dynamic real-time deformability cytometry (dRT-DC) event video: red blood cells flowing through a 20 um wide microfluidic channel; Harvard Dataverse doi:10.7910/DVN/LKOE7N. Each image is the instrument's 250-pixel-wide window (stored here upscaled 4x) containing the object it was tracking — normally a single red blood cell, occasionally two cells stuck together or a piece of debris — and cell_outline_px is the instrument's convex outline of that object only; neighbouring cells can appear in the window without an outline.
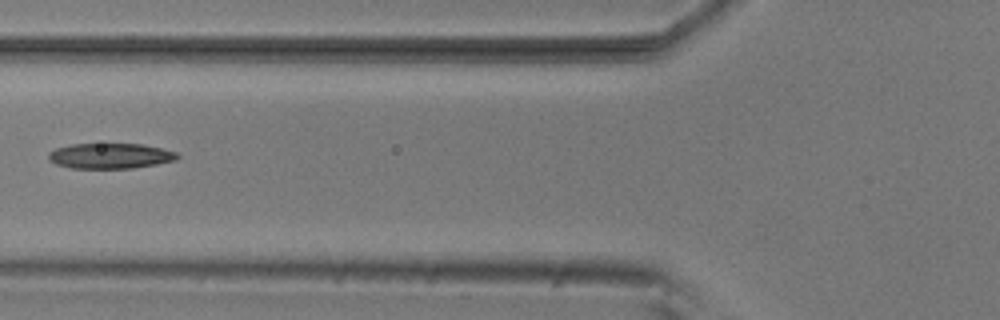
{"species": "common noctule bat (a hibernating species)", "species_latin": "Nyctalus noctula", "temperature_condition": "room temperature", "stored_images_in_passage": 4, "camera_frame_rate_fps": 3000, "um_per_image_px": 0.085, "animal": {"sex": "male", "body_mass_g": 20.5, "forearm_length_mm": 52.5}, "frame": {"image": 1, "passage_image": 2, "time_ms": 0.333, "image_size_px": [1000, 320], "cell_outline_px": [[180, 156], [176, 160], [156, 164], [132, 168], [68, 168], [56, 164], [48, 160], [48, 152], [56, 148], [72, 144], [144, 144], [176, 152]], "centroid_in_image_um": [9.34, 13.25], "position_along_channel_um": 116.5, "area_um2": 19.07}}
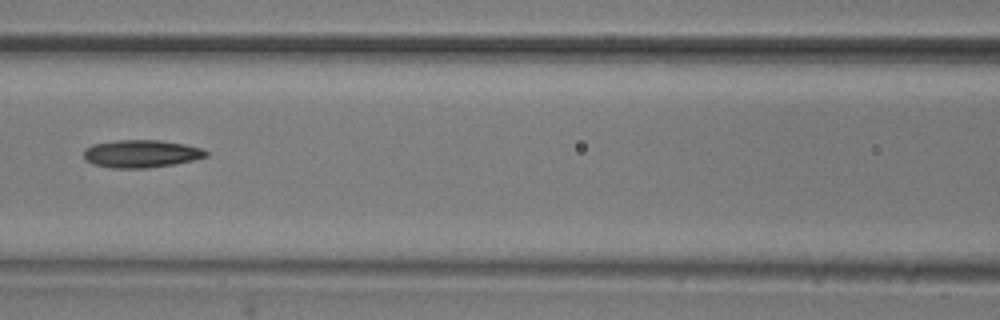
{"frame": {"image": 2, "passage_image": 3, "time_ms": 0.667, "image_size_px": [1000, 320], "cell_outline_px": [[208, 156], [176, 164], [148, 168], [112, 168], [92, 164], [84, 160], [84, 148], [92, 144], [116, 140], [160, 140], [184, 144], [200, 148], [208, 152]], "centroid_in_image_um": [11.96, 13.07], "position_along_channel_um": 154.6, "area_um2": 19.88}}
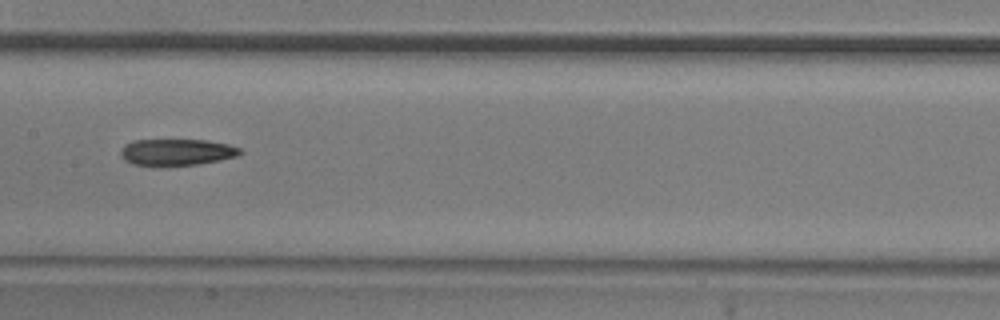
{"frame": {"image": 3, "passage_image": 4, "time_ms": 1.0, "image_size_px": [1000, 320], "cell_outline_px": [[244, 152], [240, 156], [220, 160], [196, 164], [164, 168], [132, 164], [124, 160], [120, 156], [120, 152], [124, 144], [132, 140], [208, 140], [228, 144], [240, 148]], "centroid_in_image_um": [15.0, 12.96], "position_along_channel_um": 192.4, "area_um2": 19.19}}